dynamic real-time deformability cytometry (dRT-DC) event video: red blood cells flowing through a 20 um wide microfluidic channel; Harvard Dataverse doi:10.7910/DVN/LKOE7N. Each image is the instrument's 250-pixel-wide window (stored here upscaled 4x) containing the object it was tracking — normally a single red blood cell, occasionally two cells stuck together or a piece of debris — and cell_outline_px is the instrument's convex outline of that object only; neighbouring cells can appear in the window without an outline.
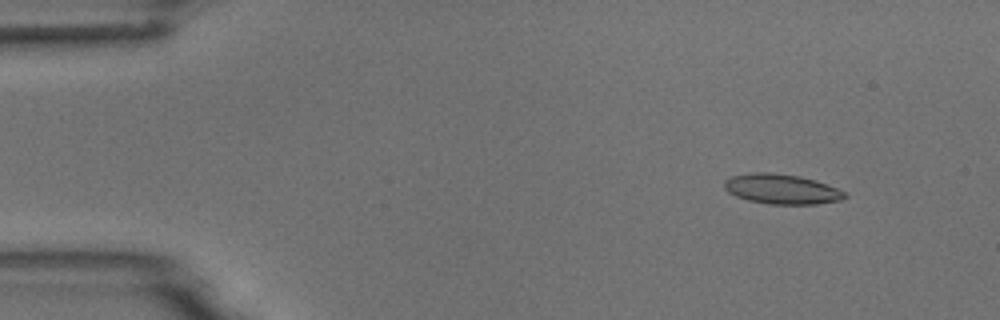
{"species": "common noctule bat (a hibernating species)", "species_latin": "Nyctalus noctula", "temperature_condition": "room temperature", "stored_images_in_passage": 4, "camera_frame_rate_fps": 3000, "um_per_image_px": 0.085, "animal": {"sex": "male", "body_mass_g": 18.8}, "frame": {"image": 1, "passage_image": 2, "time_ms": 1.333, "image_size_px": [1000, 320], "cell_outline_px": [[848, 196], [840, 200], [816, 204], [772, 204], [748, 200], [736, 196], [728, 192], [724, 188], [724, 180], [732, 176], [752, 172], [768, 172], [800, 176], [816, 180], [836, 188], [844, 192]], "centroid_in_image_um": [66.42, 16.06], "position_along_channel_um": 18.6, "area_um2": 20.92}}
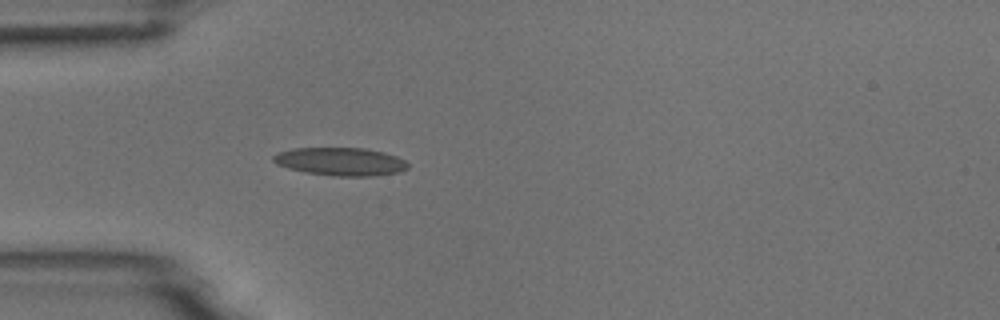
{"frame": {"image": 2, "passage_image": 4, "time_ms": 4.667, "image_size_px": [1000, 320], "cell_outline_px": [[408, 168], [400, 172], [376, 176], [332, 176], [304, 172], [288, 168], [276, 164], [272, 160], [272, 156], [280, 152], [296, 148], [364, 148], [384, 152], [396, 156], [404, 160], [408, 164]], "centroid_in_image_um": [28.96, 13.74], "position_along_channel_um": 56.0, "area_um2": 22.08}}